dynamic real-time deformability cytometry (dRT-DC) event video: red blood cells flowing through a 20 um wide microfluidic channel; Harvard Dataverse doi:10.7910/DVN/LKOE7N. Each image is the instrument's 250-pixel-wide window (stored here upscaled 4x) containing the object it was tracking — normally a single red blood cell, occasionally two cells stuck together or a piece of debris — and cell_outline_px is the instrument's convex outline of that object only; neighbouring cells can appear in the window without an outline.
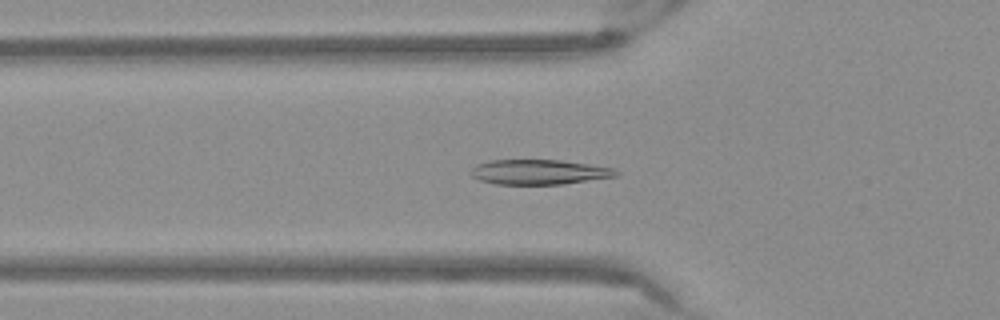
{"species": "Egyptian fruit bat (a non-hibernating species)", "species_latin": "Rousettus aegyptiacus", "temperature_condition": "warm", "stored_images_in_passage": 49, "camera_frame_rate_fps": 3000, "um_per_image_px": 0.085, "frame": {"image": 1, "passage_image": 14, "time_ms": 4.333, "image_size_px": [1000, 320], "cell_outline_px": [[620, 172], [616, 176], [564, 184], [496, 184], [480, 180], [472, 176], [472, 168], [476, 164], [488, 160], [560, 160], [616, 168]], "centroid_in_image_um": [45.84, 14.62], "position_along_channel_um": 80.0, "area_um2": 21.04}}
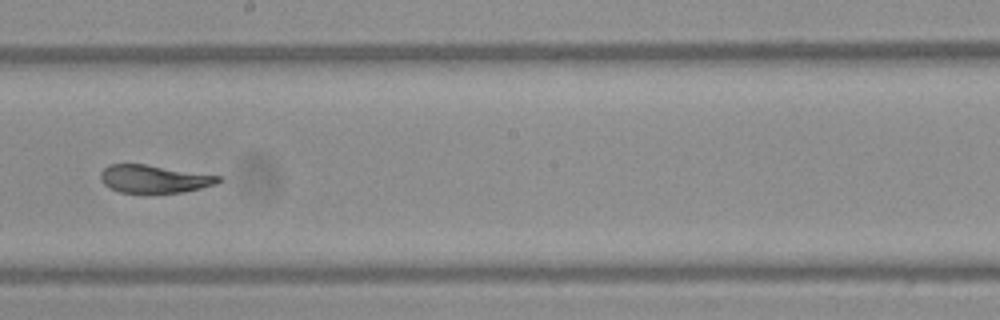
{"frame": {"image": 2, "passage_image": 26, "time_ms": 8.333, "image_size_px": [1000, 320], "cell_outline_px": [[224, 180], [216, 184], [184, 192], [120, 192], [104, 184], [100, 180], [100, 172], [108, 164], [144, 164], [224, 176]], "centroid_in_image_um": [13.14, 15.19], "position_along_channel_um": 235.1, "area_um2": 19.13}}
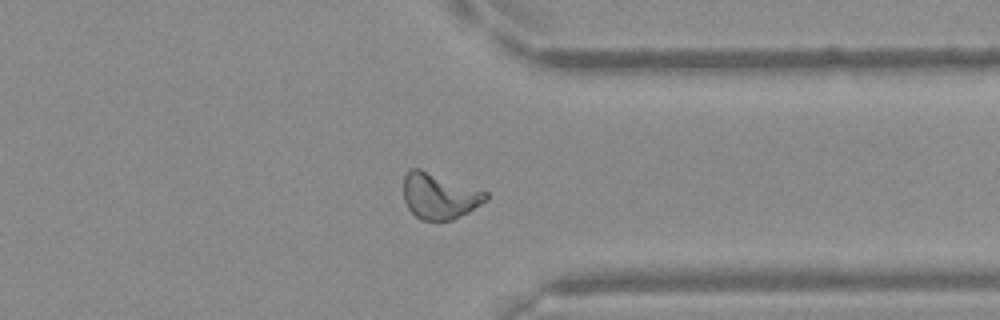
{"frame": {"image": 3, "passage_image": 37, "time_ms": 12.0, "image_size_px": [1000, 320], "cell_outline_px": [[488, 200], [468, 212], [452, 220], [436, 224], [420, 220], [408, 208], [404, 200], [404, 176], [412, 168], [420, 168], [488, 192]], "centroid_in_image_um": [37.35, 16.7], "position_along_channel_um": 374.1, "area_um2": 22.43}}